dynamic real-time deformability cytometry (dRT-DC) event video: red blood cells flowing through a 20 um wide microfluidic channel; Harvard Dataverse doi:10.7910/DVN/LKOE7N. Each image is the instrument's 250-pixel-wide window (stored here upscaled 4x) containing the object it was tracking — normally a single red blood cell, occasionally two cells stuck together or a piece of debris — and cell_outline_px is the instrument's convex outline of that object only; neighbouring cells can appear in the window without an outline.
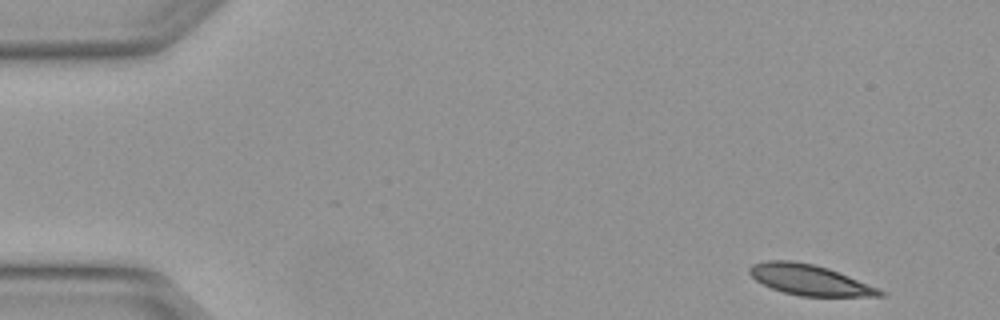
{"species": "Egyptian fruit bat (a non-hibernating species)", "species_latin": "Rousettus aegyptiacus", "temperature_condition": "warm", "stored_images_in_passage": 5, "camera_frame_rate_fps": 3000, "um_per_image_px": 0.085, "animal": {"sex": "female"}, "frame": {"image": 1, "passage_image": 1, "time_ms": 0.0, "image_size_px": [1000, 320], "cell_outline_px": [[888, 296], [800, 296], [784, 292], [772, 288], [756, 280], [748, 272], [748, 268], [752, 264], [764, 260], [792, 260], [812, 264], [828, 268], [888, 292]], "centroid_in_image_um": [68.82, 23.79], "position_along_channel_um": 16.2, "area_um2": 23.12}}